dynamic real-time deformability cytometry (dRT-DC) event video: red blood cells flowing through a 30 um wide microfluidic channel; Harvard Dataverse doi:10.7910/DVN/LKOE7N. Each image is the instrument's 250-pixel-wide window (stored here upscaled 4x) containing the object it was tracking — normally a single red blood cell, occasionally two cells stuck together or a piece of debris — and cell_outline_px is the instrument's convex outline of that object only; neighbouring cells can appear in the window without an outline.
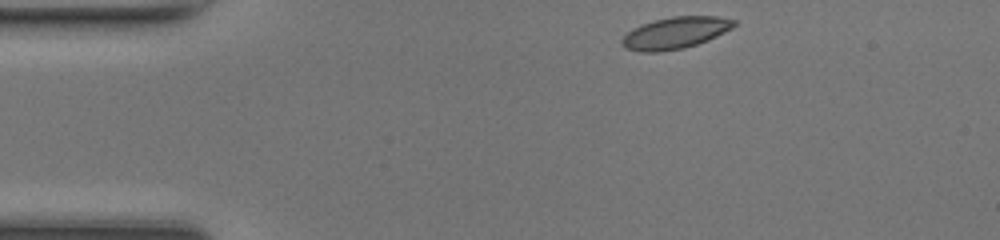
{"species": "common noctule bat (a hibernating species)", "species_latin": "Nyctalus noctula", "temperature_condition": "room temperature", "stored_images_in_passage": 41, "camera_frame_rate_fps": 3000, "um_per_image_px": 0.085, "animal": {"sex": "female", "body_mass_g": 17.0, "forearm_length_mm": 48.0}, "frame": {"image": 1, "passage_image": 1, "time_ms": 0.0, "image_size_px": [1000, 240], "cell_outline_px": [[736, 24], [732, 28], [708, 40], [684, 48], [656, 52], [640, 52], [624, 48], [620, 44], [620, 40], [632, 28], [640, 24], [672, 16], [716, 16], [736, 20]], "centroid_in_image_um": [57.36, 2.8], "position_along_channel_um": 27.6, "area_um2": 20.75}}
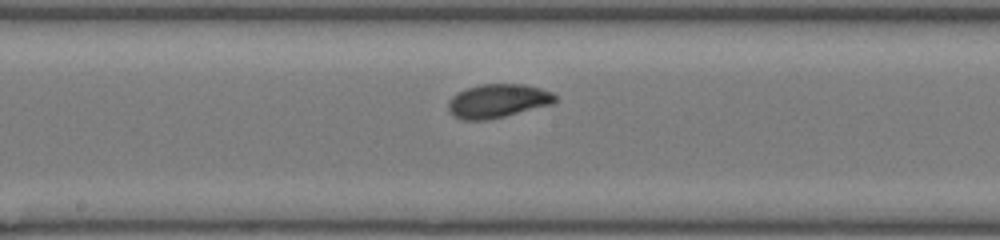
{"frame": {"image": 2, "passage_image": 18, "time_ms": 5.667, "image_size_px": [1000, 240], "cell_outline_px": [[556, 100], [552, 104], [504, 116], [484, 120], [460, 120], [448, 108], [448, 100], [456, 92], [480, 84], [524, 84], [540, 88], [552, 92], [556, 96]], "centroid_in_image_um": [42.3, 8.57], "position_along_channel_um": 205.9, "area_um2": 20.87}}
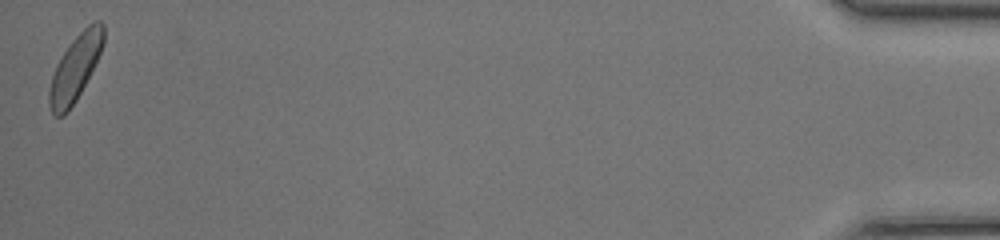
{"frame": {"image": 3, "passage_image": 41, "time_ms": 13.333, "image_size_px": [1000, 240], "cell_outline_px": [[104, 44], [76, 100], [68, 112], [64, 116], [56, 116], [52, 112], [48, 104], [48, 92], [52, 76], [56, 64], [72, 40], [92, 20], [100, 20], [104, 24]], "centroid_in_image_um": [6.38, 5.76], "position_along_channel_um": 428.8, "area_um2": 20.52}, "authors_computed_cell_mechanics": {"area_um2": 20.1722, "velocity_mm_per_s": 4.2529, "shape_relaxation_time_tau1_ms": 1.9659, "shape_relaxation_time_tau2_ms": null, "deformation_change_tau1": 0.0863, "deformation_change_tau2": null}}